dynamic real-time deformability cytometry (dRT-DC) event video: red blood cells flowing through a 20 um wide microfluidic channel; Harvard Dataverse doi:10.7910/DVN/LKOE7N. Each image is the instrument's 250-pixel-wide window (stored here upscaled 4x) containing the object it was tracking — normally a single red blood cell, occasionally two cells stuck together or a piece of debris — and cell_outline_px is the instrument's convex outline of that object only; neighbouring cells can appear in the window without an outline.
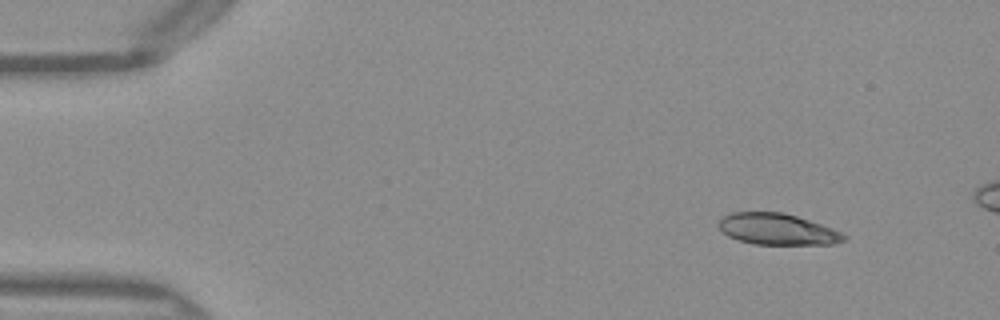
{"species": "Egyptian fruit bat (a non-hibernating species)", "species_latin": "Rousettus aegyptiacus", "temperature_condition": "warm", "stored_images_in_passage": 11, "camera_frame_rate_fps": 3000, "um_per_image_px": 0.085, "frame": {"image": 1, "passage_image": 1, "time_ms": 0.0, "image_size_px": [1000, 320], "cell_outline_px": [[848, 236], [844, 240], [832, 244], [752, 244], [728, 236], [716, 224], [724, 216], [732, 212], [784, 212], [844, 232]], "centroid_in_image_um": [66.09, 19.48], "position_along_channel_um": 18.9, "area_um2": 22.72}}